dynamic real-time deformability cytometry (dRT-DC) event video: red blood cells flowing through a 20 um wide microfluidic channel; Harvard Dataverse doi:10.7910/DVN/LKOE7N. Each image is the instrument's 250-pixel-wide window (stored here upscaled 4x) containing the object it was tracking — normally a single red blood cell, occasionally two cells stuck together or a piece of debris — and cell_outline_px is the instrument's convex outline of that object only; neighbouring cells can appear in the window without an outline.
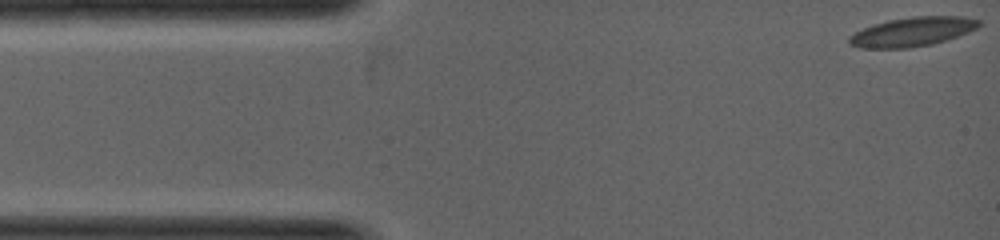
{"species": "common noctule bat (a hibernating species)", "species_latin": "Nyctalus noctula", "temperature_condition": "warm", "stored_images_in_passage": 6, "camera_frame_rate_fps": 5000, "um_per_image_px": 0.085, "animal": {"sex": "female", "body_mass_g": 19.0, "forearm_length_mm": 53.3}, "frame": {"image": 1, "passage_image": 1, "time_ms": 0.0, "image_size_px": [1000, 240], "cell_outline_px": [[980, 24], [976, 28], [968, 32], [932, 44], [908, 48], [860, 48], [848, 44], [848, 36], [864, 28], [888, 20], [912, 16], [964, 16], [980, 20]], "centroid_in_image_um": [77.53, 2.7], "position_along_channel_um": 7.5, "area_um2": 21.91}}
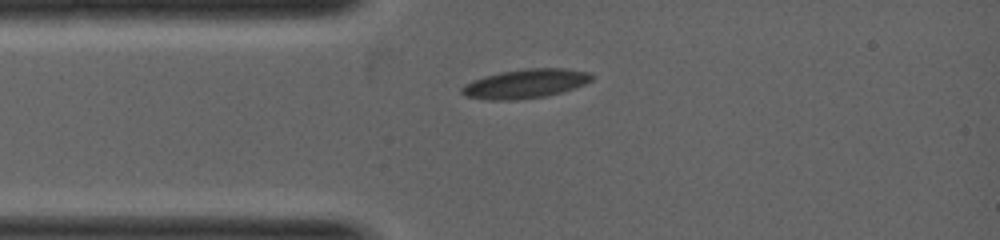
{"frame": {"image": 2, "passage_image": 5, "time_ms": 1.4, "image_size_px": [1000, 240], "cell_outline_px": [[592, 80], [584, 84], [560, 92], [544, 96], [516, 100], [488, 100], [468, 96], [460, 92], [460, 88], [464, 84], [472, 80], [484, 76], [500, 72], [524, 68], [564, 68], [592, 72]], "centroid_in_image_um": [44.64, 7.1], "position_along_channel_um": 40.4, "area_um2": 22.02}}